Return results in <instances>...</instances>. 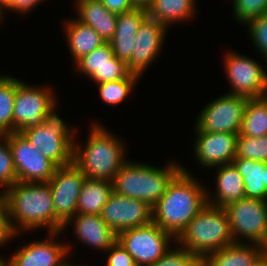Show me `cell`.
Returning a JSON list of instances; mask_svg holds the SVG:
<instances>
[{"label":"cell","instance_id":"cell-1","mask_svg":"<svg viewBox=\"0 0 267 266\" xmlns=\"http://www.w3.org/2000/svg\"><path fill=\"white\" fill-rule=\"evenodd\" d=\"M184 166L153 207V222L177 239L207 205V189Z\"/></svg>","mask_w":267,"mask_h":266},{"label":"cell","instance_id":"cell-2","mask_svg":"<svg viewBox=\"0 0 267 266\" xmlns=\"http://www.w3.org/2000/svg\"><path fill=\"white\" fill-rule=\"evenodd\" d=\"M5 192V207L16 233L42 227H46L48 233L63 231L55 221L54 202L48 183L17 181Z\"/></svg>","mask_w":267,"mask_h":266},{"label":"cell","instance_id":"cell-3","mask_svg":"<svg viewBox=\"0 0 267 266\" xmlns=\"http://www.w3.org/2000/svg\"><path fill=\"white\" fill-rule=\"evenodd\" d=\"M84 148L74 143L73 163L88 179L112 181L127 161L121 139L102 124H92ZM124 146V147H123Z\"/></svg>","mask_w":267,"mask_h":266},{"label":"cell","instance_id":"cell-4","mask_svg":"<svg viewBox=\"0 0 267 266\" xmlns=\"http://www.w3.org/2000/svg\"><path fill=\"white\" fill-rule=\"evenodd\" d=\"M127 160L112 180L113 191L119 195L139 199L154 207L165 193L168 184L182 170L172 162L164 168Z\"/></svg>","mask_w":267,"mask_h":266},{"label":"cell","instance_id":"cell-5","mask_svg":"<svg viewBox=\"0 0 267 266\" xmlns=\"http://www.w3.org/2000/svg\"><path fill=\"white\" fill-rule=\"evenodd\" d=\"M177 245L203 260L208 254L234 242L227 211L207 204L175 240Z\"/></svg>","mask_w":267,"mask_h":266},{"label":"cell","instance_id":"cell-6","mask_svg":"<svg viewBox=\"0 0 267 266\" xmlns=\"http://www.w3.org/2000/svg\"><path fill=\"white\" fill-rule=\"evenodd\" d=\"M54 107L39 126L23 130L21 133L41 153L58 167L73 163L75 131L59 117ZM56 111V112H55Z\"/></svg>","mask_w":267,"mask_h":266},{"label":"cell","instance_id":"cell-7","mask_svg":"<svg viewBox=\"0 0 267 266\" xmlns=\"http://www.w3.org/2000/svg\"><path fill=\"white\" fill-rule=\"evenodd\" d=\"M227 211L234 242L259 244L267 249V201L243 198L228 204ZM239 237V238H238Z\"/></svg>","mask_w":267,"mask_h":266},{"label":"cell","instance_id":"cell-8","mask_svg":"<svg viewBox=\"0 0 267 266\" xmlns=\"http://www.w3.org/2000/svg\"><path fill=\"white\" fill-rule=\"evenodd\" d=\"M171 239L176 240L154 222L117 234V241L131 254L136 266L155 263L170 249Z\"/></svg>","mask_w":267,"mask_h":266},{"label":"cell","instance_id":"cell-9","mask_svg":"<svg viewBox=\"0 0 267 266\" xmlns=\"http://www.w3.org/2000/svg\"><path fill=\"white\" fill-rule=\"evenodd\" d=\"M48 87H34L16 78L13 108V132L39 126L57 105L56 97Z\"/></svg>","mask_w":267,"mask_h":266},{"label":"cell","instance_id":"cell-10","mask_svg":"<svg viewBox=\"0 0 267 266\" xmlns=\"http://www.w3.org/2000/svg\"><path fill=\"white\" fill-rule=\"evenodd\" d=\"M11 149L17 181L24 183H48L58 167L20 132L6 134Z\"/></svg>","mask_w":267,"mask_h":266},{"label":"cell","instance_id":"cell-11","mask_svg":"<svg viewBox=\"0 0 267 266\" xmlns=\"http://www.w3.org/2000/svg\"><path fill=\"white\" fill-rule=\"evenodd\" d=\"M248 99L227 93L212 100L198 115L195 131L239 134Z\"/></svg>","mask_w":267,"mask_h":266},{"label":"cell","instance_id":"cell-12","mask_svg":"<svg viewBox=\"0 0 267 266\" xmlns=\"http://www.w3.org/2000/svg\"><path fill=\"white\" fill-rule=\"evenodd\" d=\"M85 175L74 164L56 168L48 184L53 197L55 221L63 226L77 214V203Z\"/></svg>","mask_w":267,"mask_h":266},{"label":"cell","instance_id":"cell-13","mask_svg":"<svg viewBox=\"0 0 267 266\" xmlns=\"http://www.w3.org/2000/svg\"><path fill=\"white\" fill-rule=\"evenodd\" d=\"M224 70L231 89L228 93L252 98H261L265 90L266 70L250 57L228 52L224 57Z\"/></svg>","mask_w":267,"mask_h":266},{"label":"cell","instance_id":"cell-14","mask_svg":"<svg viewBox=\"0 0 267 266\" xmlns=\"http://www.w3.org/2000/svg\"><path fill=\"white\" fill-rule=\"evenodd\" d=\"M101 218L116 233L153 222V207L139 199L112 192L100 213Z\"/></svg>","mask_w":267,"mask_h":266},{"label":"cell","instance_id":"cell-15","mask_svg":"<svg viewBox=\"0 0 267 266\" xmlns=\"http://www.w3.org/2000/svg\"><path fill=\"white\" fill-rule=\"evenodd\" d=\"M167 27L150 18L148 15L139 25L136 33L134 50L127 62V67L132 74L142 76L161 52Z\"/></svg>","mask_w":267,"mask_h":266},{"label":"cell","instance_id":"cell-16","mask_svg":"<svg viewBox=\"0 0 267 266\" xmlns=\"http://www.w3.org/2000/svg\"><path fill=\"white\" fill-rule=\"evenodd\" d=\"M75 65L76 70L97 84L125 79L131 74L127 63L114 55L109 42L78 59Z\"/></svg>","mask_w":267,"mask_h":266},{"label":"cell","instance_id":"cell-17","mask_svg":"<svg viewBox=\"0 0 267 266\" xmlns=\"http://www.w3.org/2000/svg\"><path fill=\"white\" fill-rule=\"evenodd\" d=\"M49 233L47 239L35 240L14 252L9 258V266H61L65 263L70 246L68 243L54 241L61 232Z\"/></svg>","mask_w":267,"mask_h":266},{"label":"cell","instance_id":"cell-18","mask_svg":"<svg viewBox=\"0 0 267 266\" xmlns=\"http://www.w3.org/2000/svg\"><path fill=\"white\" fill-rule=\"evenodd\" d=\"M194 154L200 165L205 168L232 163L236 157L238 134L226 132L195 131Z\"/></svg>","mask_w":267,"mask_h":266},{"label":"cell","instance_id":"cell-19","mask_svg":"<svg viewBox=\"0 0 267 266\" xmlns=\"http://www.w3.org/2000/svg\"><path fill=\"white\" fill-rule=\"evenodd\" d=\"M73 221V230L84 245L92 246L94 249L107 251L116 241L117 234L107 225L100 215L76 214L64 226L67 228Z\"/></svg>","mask_w":267,"mask_h":266},{"label":"cell","instance_id":"cell-20","mask_svg":"<svg viewBox=\"0 0 267 266\" xmlns=\"http://www.w3.org/2000/svg\"><path fill=\"white\" fill-rule=\"evenodd\" d=\"M147 16V8L135 7L129 12L118 14L116 30L113 38L109 41L114 55L128 62L134 50V40L139 25Z\"/></svg>","mask_w":267,"mask_h":266},{"label":"cell","instance_id":"cell-21","mask_svg":"<svg viewBox=\"0 0 267 266\" xmlns=\"http://www.w3.org/2000/svg\"><path fill=\"white\" fill-rule=\"evenodd\" d=\"M215 168H217L216 194L214 193L212 196L214 199H212L210 193L207 192V204L224 208L230 203L245 198L243 177L234 164H224Z\"/></svg>","mask_w":267,"mask_h":266},{"label":"cell","instance_id":"cell-22","mask_svg":"<svg viewBox=\"0 0 267 266\" xmlns=\"http://www.w3.org/2000/svg\"><path fill=\"white\" fill-rule=\"evenodd\" d=\"M75 9L76 19L91 26L105 42H109L114 35L117 24V14L111 13L100 0H77Z\"/></svg>","mask_w":267,"mask_h":266},{"label":"cell","instance_id":"cell-23","mask_svg":"<svg viewBox=\"0 0 267 266\" xmlns=\"http://www.w3.org/2000/svg\"><path fill=\"white\" fill-rule=\"evenodd\" d=\"M249 244L233 242L225 248L208 254L202 260V264L204 266H252L266 248L259 244Z\"/></svg>","mask_w":267,"mask_h":266},{"label":"cell","instance_id":"cell-24","mask_svg":"<svg viewBox=\"0 0 267 266\" xmlns=\"http://www.w3.org/2000/svg\"><path fill=\"white\" fill-rule=\"evenodd\" d=\"M64 23V32L74 62L106 43L91 26L77 19H69Z\"/></svg>","mask_w":267,"mask_h":266},{"label":"cell","instance_id":"cell-25","mask_svg":"<svg viewBox=\"0 0 267 266\" xmlns=\"http://www.w3.org/2000/svg\"><path fill=\"white\" fill-rule=\"evenodd\" d=\"M243 177L245 197L267 201V163L244 158L232 161Z\"/></svg>","mask_w":267,"mask_h":266},{"label":"cell","instance_id":"cell-26","mask_svg":"<svg viewBox=\"0 0 267 266\" xmlns=\"http://www.w3.org/2000/svg\"><path fill=\"white\" fill-rule=\"evenodd\" d=\"M112 192V181L85 178L78 198L77 214L100 215Z\"/></svg>","mask_w":267,"mask_h":266},{"label":"cell","instance_id":"cell-27","mask_svg":"<svg viewBox=\"0 0 267 266\" xmlns=\"http://www.w3.org/2000/svg\"><path fill=\"white\" fill-rule=\"evenodd\" d=\"M196 0H153L147 15L169 28L173 23L189 21L194 15Z\"/></svg>","mask_w":267,"mask_h":266},{"label":"cell","instance_id":"cell-28","mask_svg":"<svg viewBox=\"0 0 267 266\" xmlns=\"http://www.w3.org/2000/svg\"><path fill=\"white\" fill-rule=\"evenodd\" d=\"M239 134L248 137L267 135V101L263 97L248 99Z\"/></svg>","mask_w":267,"mask_h":266},{"label":"cell","instance_id":"cell-29","mask_svg":"<svg viewBox=\"0 0 267 266\" xmlns=\"http://www.w3.org/2000/svg\"><path fill=\"white\" fill-rule=\"evenodd\" d=\"M16 78L5 75L0 81V135L13 133Z\"/></svg>","mask_w":267,"mask_h":266},{"label":"cell","instance_id":"cell-30","mask_svg":"<svg viewBox=\"0 0 267 266\" xmlns=\"http://www.w3.org/2000/svg\"><path fill=\"white\" fill-rule=\"evenodd\" d=\"M140 76L130 74L127 78L115 81L103 82L99 85V95L108 105H117L123 102L133 87L139 81Z\"/></svg>","mask_w":267,"mask_h":266},{"label":"cell","instance_id":"cell-31","mask_svg":"<svg viewBox=\"0 0 267 266\" xmlns=\"http://www.w3.org/2000/svg\"><path fill=\"white\" fill-rule=\"evenodd\" d=\"M235 158L267 163V135L248 137L238 134Z\"/></svg>","mask_w":267,"mask_h":266},{"label":"cell","instance_id":"cell-32","mask_svg":"<svg viewBox=\"0 0 267 266\" xmlns=\"http://www.w3.org/2000/svg\"><path fill=\"white\" fill-rule=\"evenodd\" d=\"M15 182H17V176L11 149L6 139V135H0V187L7 189Z\"/></svg>","mask_w":267,"mask_h":266},{"label":"cell","instance_id":"cell-33","mask_svg":"<svg viewBox=\"0 0 267 266\" xmlns=\"http://www.w3.org/2000/svg\"><path fill=\"white\" fill-rule=\"evenodd\" d=\"M202 260L183 247L169 249L160 259L149 266H200Z\"/></svg>","mask_w":267,"mask_h":266},{"label":"cell","instance_id":"cell-34","mask_svg":"<svg viewBox=\"0 0 267 266\" xmlns=\"http://www.w3.org/2000/svg\"><path fill=\"white\" fill-rule=\"evenodd\" d=\"M233 10L236 20L245 24L267 13V0H233Z\"/></svg>","mask_w":267,"mask_h":266},{"label":"cell","instance_id":"cell-35","mask_svg":"<svg viewBox=\"0 0 267 266\" xmlns=\"http://www.w3.org/2000/svg\"><path fill=\"white\" fill-rule=\"evenodd\" d=\"M250 38L260 54L267 60V13L246 22Z\"/></svg>","mask_w":267,"mask_h":266},{"label":"cell","instance_id":"cell-36","mask_svg":"<svg viewBox=\"0 0 267 266\" xmlns=\"http://www.w3.org/2000/svg\"><path fill=\"white\" fill-rule=\"evenodd\" d=\"M106 252V266H136L133 257L116 241Z\"/></svg>","mask_w":267,"mask_h":266},{"label":"cell","instance_id":"cell-37","mask_svg":"<svg viewBox=\"0 0 267 266\" xmlns=\"http://www.w3.org/2000/svg\"><path fill=\"white\" fill-rule=\"evenodd\" d=\"M17 233L13 230L6 207L0 210V247L10 241Z\"/></svg>","mask_w":267,"mask_h":266},{"label":"cell","instance_id":"cell-38","mask_svg":"<svg viewBox=\"0 0 267 266\" xmlns=\"http://www.w3.org/2000/svg\"><path fill=\"white\" fill-rule=\"evenodd\" d=\"M103 5L114 14L129 12L135 8L131 0H100Z\"/></svg>","mask_w":267,"mask_h":266},{"label":"cell","instance_id":"cell-39","mask_svg":"<svg viewBox=\"0 0 267 266\" xmlns=\"http://www.w3.org/2000/svg\"><path fill=\"white\" fill-rule=\"evenodd\" d=\"M42 1L44 0H16L7 10L26 14Z\"/></svg>","mask_w":267,"mask_h":266},{"label":"cell","instance_id":"cell-40","mask_svg":"<svg viewBox=\"0 0 267 266\" xmlns=\"http://www.w3.org/2000/svg\"><path fill=\"white\" fill-rule=\"evenodd\" d=\"M252 266H267V249L254 261Z\"/></svg>","mask_w":267,"mask_h":266},{"label":"cell","instance_id":"cell-41","mask_svg":"<svg viewBox=\"0 0 267 266\" xmlns=\"http://www.w3.org/2000/svg\"><path fill=\"white\" fill-rule=\"evenodd\" d=\"M135 7L147 8L153 0H131Z\"/></svg>","mask_w":267,"mask_h":266},{"label":"cell","instance_id":"cell-42","mask_svg":"<svg viewBox=\"0 0 267 266\" xmlns=\"http://www.w3.org/2000/svg\"><path fill=\"white\" fill-rule=\"evenodd\" d=\"M16 0H0V5L4 9H8Z\"/></svg>","mask_w":267,"mask_h":266},{"label":"cell","instance_id":"cell-43","mask_svg":"<svg viewBox=\"0 0 267 266\" xmlns=\"http://www.w3.org/2000/svg\"><path fill=\"white\" fill-rule=\"evenodd\" d=\"M6 189H3V191L0 193V210H3L5 208V202H6Z\"/></svg>","mask_w":267,"mask_h":266},{"label":"cell","instance_id":"cell-44","mask_svg":"<svg viewBox=\"0 0 267 266\" xmlns=\"http://www.w3.org/2000/svg\"><path fill=\"white\" fill-rule=\"evenodd\" d=\"M0 266H9V260H5L4 257H0Z\"/></svg>","mask_w":267,"mask_h":266},{"label":"cell","instance_id":"cell-45","mask_svg":"<svg viewBox=\"0 0 267 266\" xmlns=\"http://www.w3.org/2000/svg\"><path fill=\"white\" fill-rule=\"evenodd\" d=\"M267 101V74H266V81H265V90L262 96Z\"/></svg>","mask_w":267,"mask_h":266},{"label":"cell","instance_id":"cell-46","mask_svg":"<svg viewBox=\"0 0 267 266\" xmlns=\"http://www.w3.org/2000/svg\"><path fill=\"white\" fill-rule=\"evenodd\" d=\"M4 9L1 7V5H0V20L2 19L3 20V16L2 15H4V11H3Z\"/></svg>","mask_w":267,"mask_h":266},{"label":"cell","instance_id":"cell-47","mask_svg":"<svg viewBox=\"0 0 267 266\" xmlns=\"http://www.w3.org/2000/svg\"><path fill=\"white\" fill-rule=\"evenodd\" d=\"M61 266H77V265H72L70 262L68 263V261H66Z\"/></svg>","mask_w":267,"mask_h":266},{"label":"cell","instance_id":"cell-48","mask_svg":"<svg viewBox=\"0 0 267 266\" xmlns=\"http://www.w3.org/2000/svg\"><path fill=\"white\" fill-rule=\"evenodd\" d=\"M4 77H5L4 75H3V76H2V75H0V81H1V80H2Z\"/></svg>","mask_w":267,"mask_h":266}]
</instances>
